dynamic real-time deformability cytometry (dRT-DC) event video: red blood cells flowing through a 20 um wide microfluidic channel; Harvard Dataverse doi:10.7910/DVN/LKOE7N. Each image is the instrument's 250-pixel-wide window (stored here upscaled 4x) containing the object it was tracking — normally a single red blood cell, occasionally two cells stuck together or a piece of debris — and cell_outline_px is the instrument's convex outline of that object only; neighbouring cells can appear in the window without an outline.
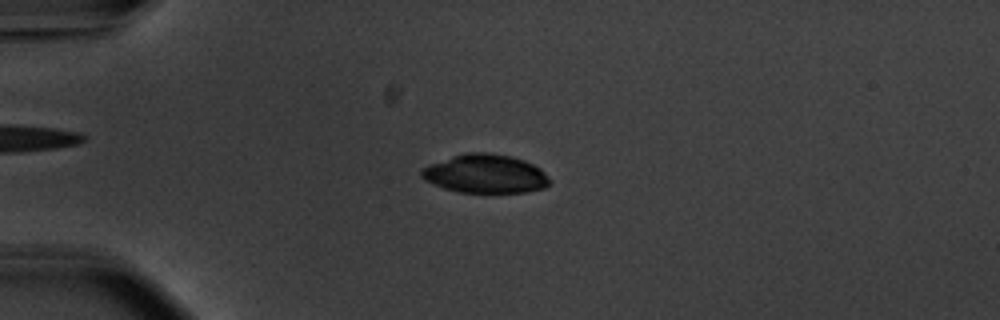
{"species": "common noctule bat (a hibernating species)", "species_latin": "Nyctalus noctula", "temperature_condition": "warm", "stored_images_in_passage": 55, "camera_frame_rate_fps": 3000, "um_per_image_px": 0.085, "animal": {"sex": "male", "body_mass_g": 20.1, "forearm_length_mm": 53.5}, "frame": {"image": 1, "passage_image": 15, "time_ms": 4.667, "image_size_px": [1000, 320], "cell_outline_px": [[552, 180], [544, 188], [528, 192], [460, 192], [444, 188], [424, 180], [420, 176], [420, 172], [428, 164], [452, 156], [468, 152], [492, 152], [512, 156], [524, 160], [540, 168]], "centroid_in_image_um": [41.26, 14.76], "position_along_channel_um": 43.7, "area_um2": 29.02}}
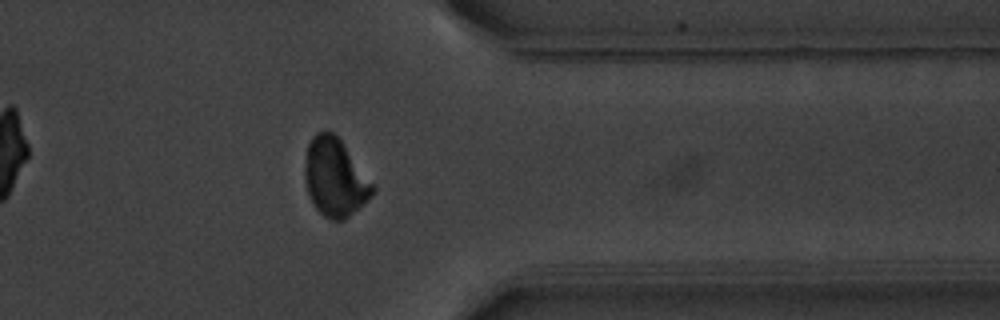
{"frame": {"image": 2, "passage_image": 45, "time_ms": 14.667, "image_size_px": [1000, 320], "cell_outline_px": [[376, 188], [372, 196], [360, 208], [344, 220], [332, 220], [324, 216], [316, 208], [308, 192], [304, 176], [304, 164], [308, 144], [312, 136], [316, 132], [324, 128], [332, 132], [340, 140]], "centroid_in_image_um": [28.46, 15.08], "position_along_channel_um": 382.9, "area_um2": 30.69}}
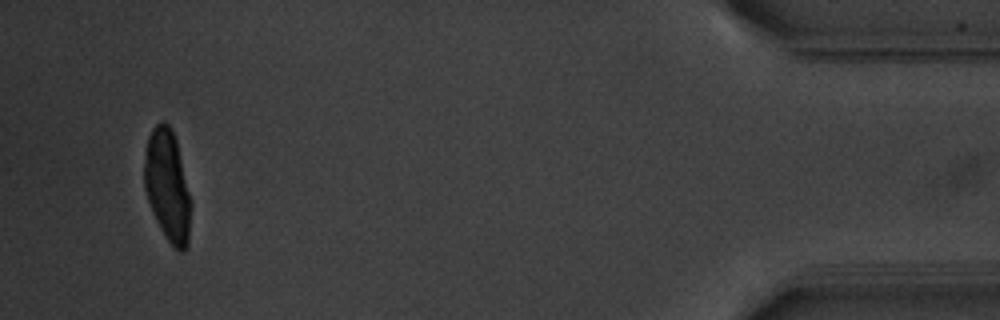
{"frame": {"image": 3, "passage_image": 53, "time_ms": 17.333, "image_size_px": [1000, 320], "cell_outline_px": [[192, 204], [188, 248], [184, 252], [180, 252], [164, 236], [152, 212], [144, 188], [144, 160], [148, 136], [152, 128], [160, 120], [164, 120], [172, 128], [176, 140]], "centroid_in_image_um": [14.24, 15.8], "position_along_channel_um": 421.0, "area_um2": 30.58}, "authors_computed_cell_mechanics": {"area_um2": 29.5358, "velocity_mm_per_s": 3.7463, "shape_relaxation_time_tau1_ms": 2.8607, "shape_relaxation_time_tau2_ms": null, "deformation_change_tau1": 0.1362, "deformation_change_tau2": null}}